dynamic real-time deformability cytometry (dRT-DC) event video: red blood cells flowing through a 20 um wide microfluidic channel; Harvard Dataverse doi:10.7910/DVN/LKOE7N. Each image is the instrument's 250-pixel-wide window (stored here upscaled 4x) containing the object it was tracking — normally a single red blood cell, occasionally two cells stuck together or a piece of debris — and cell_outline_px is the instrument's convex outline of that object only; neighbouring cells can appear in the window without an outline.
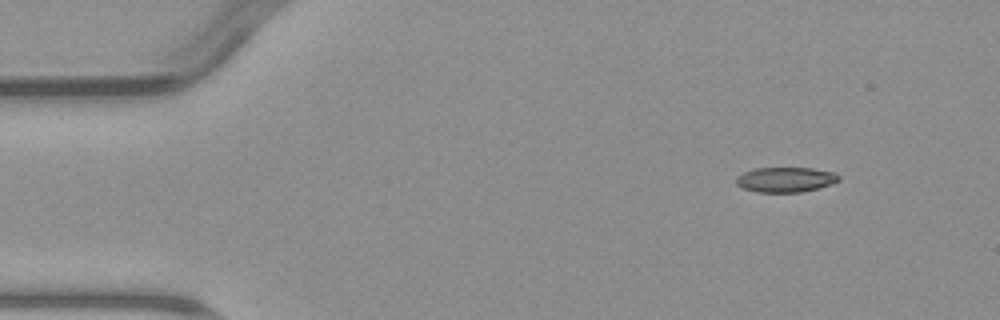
{"species": "common noctule bat (a hibernating species)", "species_latin": "Nyctalus noctula", "temperature_condition": "warm", "stored_images_in_passage": 4, "camera_frame_rate_fps": 3000, "um_per_image_px": 0.085, "animal": {"sex": "male", "body_mass_g": 23.1, "forearm_length_mm": 52.7}, "frame": {"image": 1, "passage_image": 1, "time_ms": 0.0, "image_size_px": [1000, 320], "cell_outline_px": [[840, 180], [816, 188], [800, 192], [756, 192], [744, 188], [736, 184], [736, 176], [744, 172], [756, 168], [812, 168], [836, 172], [840, 176]], "centroid_in_image_um": [66.76, 15.26], "position_along_channel_um": 18.2, "area_um2": 14.85}}
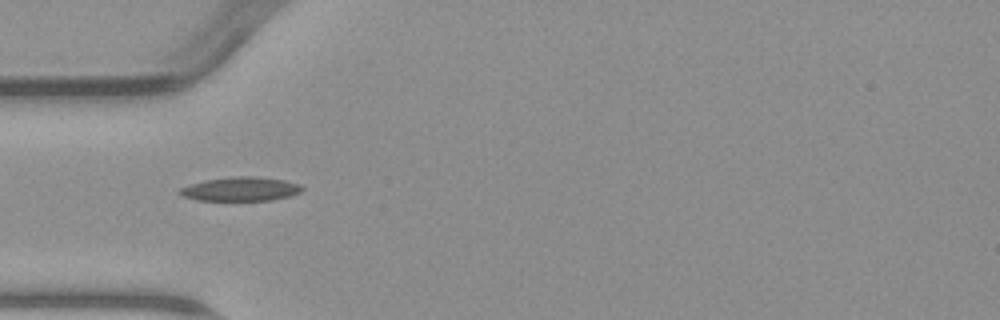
{"frame": {"image": 2, "passage_image": 4, "time_ms": 3.667, "image_size_px": [1000, 320], "cell_outline_px": [[304, 188], [300, 192], [292, 196], [272, 200], [196, 200], [184, 196], [176, 192], [180, 188], [204, 180], [232, 176], [256, 176], [284, 180], [300, 184]], "centroid_in_image_um": [20.48, 16.06], "position_along_channel_um": 64.5, "area_um2": 17.17}}